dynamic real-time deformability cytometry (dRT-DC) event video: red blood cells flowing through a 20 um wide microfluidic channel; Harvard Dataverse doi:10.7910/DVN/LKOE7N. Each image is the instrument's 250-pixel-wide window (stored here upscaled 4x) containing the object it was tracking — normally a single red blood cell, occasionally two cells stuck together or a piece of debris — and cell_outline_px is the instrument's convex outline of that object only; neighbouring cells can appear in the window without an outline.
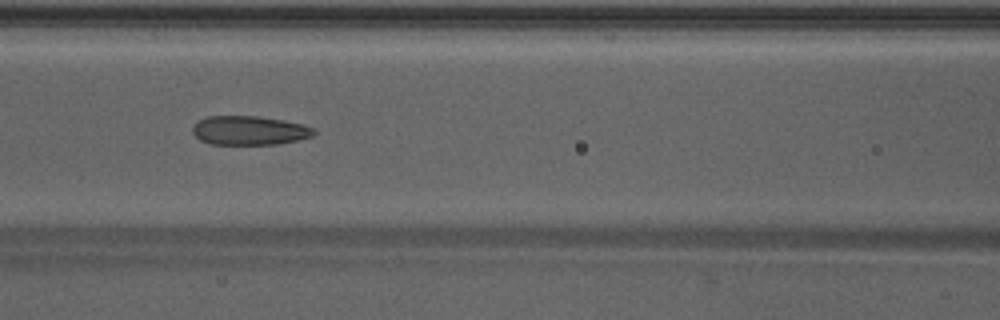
{"species": "Egyptian fruit bat (a non-hibernating species)", "species_latin": "Rousettus aegyptiacus", "temperature_condition": "warm", "stored_images_in_passage": 37, "camera_frame_rate_fps": 3000, "um_per_image_px": 0.085, "animal": {"sex": "male"}, "frame": {"image": 1, "passage_image": 10, "time_ms": 3.0, "image_size_px": [1000, 320], "cell_outline_px": [[316, 132], [312, 136], [296, 140], [276, 144], [208, 144], [200, 140], [192, 132], [192, 128], [200, 120], [208, 116], [260, 116], [284, 120], [316, 128]], "centroid_in_image_um": [21.2, 11.09], "position_along_channel_um": 145.4, "area_um2": 20.46}}
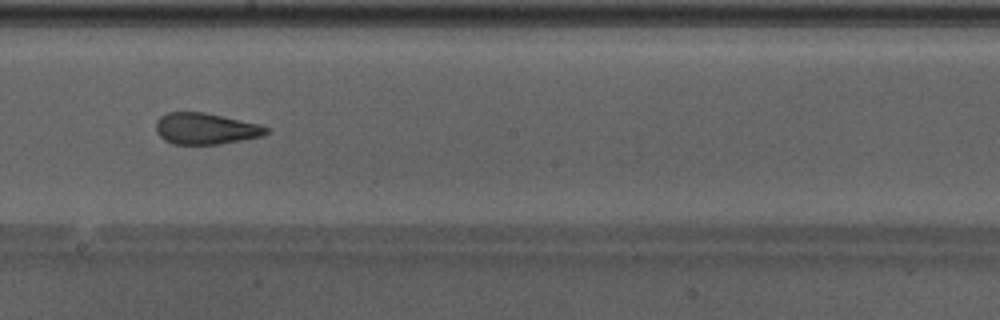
{"frame": {"image": 2, "passage_image": 16, "time_ms": 5.0, "image_size_px": [1000, 320], "cell_outline_px": [[272, 132], [260, 136], [220, 144], [172, 144], [164, 140], [156, 132], [156, 120], [160, 116], [168, 112], [204, 112], [260, 124], [268, 128]], "centroid_in_image_um": [17.46, 10.93], "position_along_channel_um": 230.7, "area_um2": 20.17}}
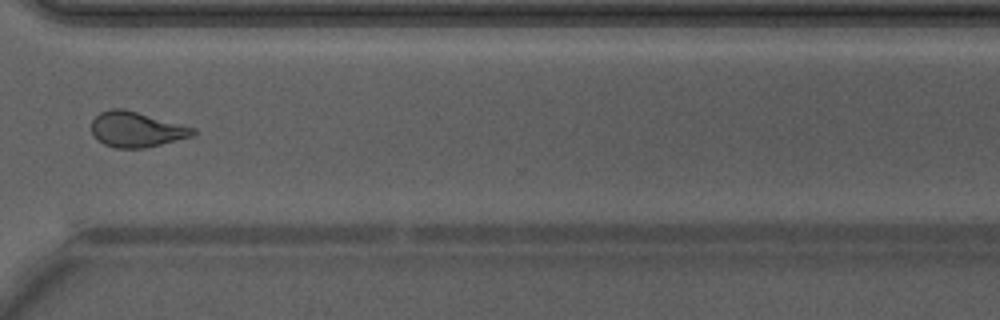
{"frame": {"image": 3, "passage_image": 25, "time_ms": 8.0, "image_size_px": [1000, 320], "cell_outline_px": [[196, 136], [144, 148], [116, 148], [104, 144], [92, 136], [92, 120], [100, 112], [112, 108], [124, 108], [196, 128]], "centroid_in_image_um": [11.61, 11.0], "position_along_channel_um": 359.0, "area_um2": 21.1}, "authors_computed_cell_mechanics": {"area_um2": 20.7502, "velocity_mm_per_s": 4.2752, "shape_relaxation_time_tau1_ms": null, "shape_relaxation_time_tau2_ms": 1.2357, "deformation_change_tau1": null, "deformation_change_tau2": 0.0908}}